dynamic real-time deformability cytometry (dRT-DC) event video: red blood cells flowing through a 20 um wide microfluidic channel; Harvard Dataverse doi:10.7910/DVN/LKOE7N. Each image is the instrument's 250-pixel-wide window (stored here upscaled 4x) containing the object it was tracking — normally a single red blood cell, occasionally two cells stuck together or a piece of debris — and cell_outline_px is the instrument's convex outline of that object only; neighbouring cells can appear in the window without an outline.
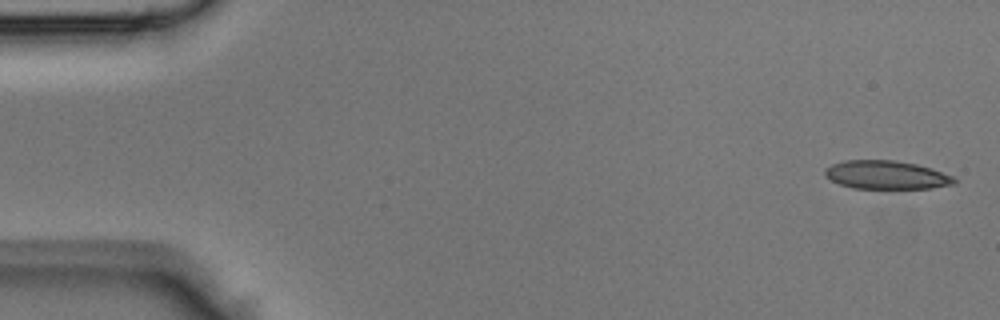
{"species": "Egyptian fruit bat (a non-hibernating species)", "species_latin": "Rousettus aegyptiacus", "temperature_condition": "room temperature", "stored_images_in_passage": 43, "camera_frame_rate_fps": 3000, "um_per_image_px": 0.085, "animal": {"sex": "male"}, "frame": {"image": 1, "passage_image": 1, "time_ms": 0.0, "image_size_px": [1000, 320], "cell_outline_px": [[956, 184], [932, 188], [852, 188], [840, 184], [824, 176], [824, 168], [832, 164], [844, 160], [896, 160], [916, 164], [932, 168], [952, 176], [956, 180]], "centroid_in_image_um": [75.33, 14.86], "position_along_channel_um": 9.7, "area_um2": 21.5}}
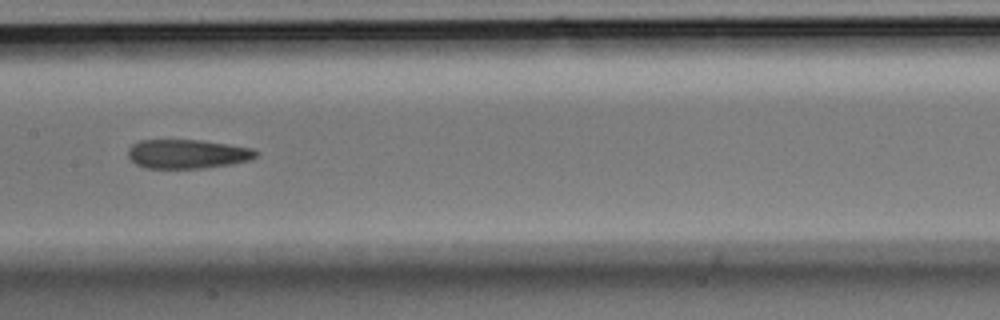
{"frame": {"image": 2, "passage_image": 21, "time_ms": 6.667, "image_size_px": [1000, 320], "cell_outline_px": [[260, 152], [252, 160], [232, 164], [204, 168], [144, 168], [136, 164], [128, 156], [128, 148], [132, 144], [140, 140], [200, 140], [228, 144], [252, 148]], "centroid_in_image_um": [15.95, 13.09], "position_along_channel_um": 191.5, "area_um2": 21.85}}
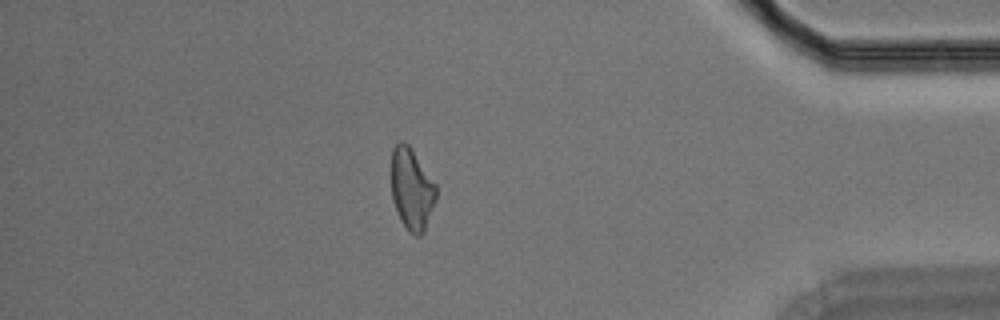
{"frame": {"image": 3, "passage_image": 37, "time_ms": 12.0, "image_size_px": [1000, 320], "cell_outline_px": [[436, 200], [424, 232], [420, 236], [416, 236], [408, 232], [400, 220], [392, 196], [392, 148], [400, 140], [404, 140], [408, 144], [436, 184]], "centroid_in_image_um": [35.0, 16.08], "position_along_channel_um": 400.2, "area_um2": 21.27}}